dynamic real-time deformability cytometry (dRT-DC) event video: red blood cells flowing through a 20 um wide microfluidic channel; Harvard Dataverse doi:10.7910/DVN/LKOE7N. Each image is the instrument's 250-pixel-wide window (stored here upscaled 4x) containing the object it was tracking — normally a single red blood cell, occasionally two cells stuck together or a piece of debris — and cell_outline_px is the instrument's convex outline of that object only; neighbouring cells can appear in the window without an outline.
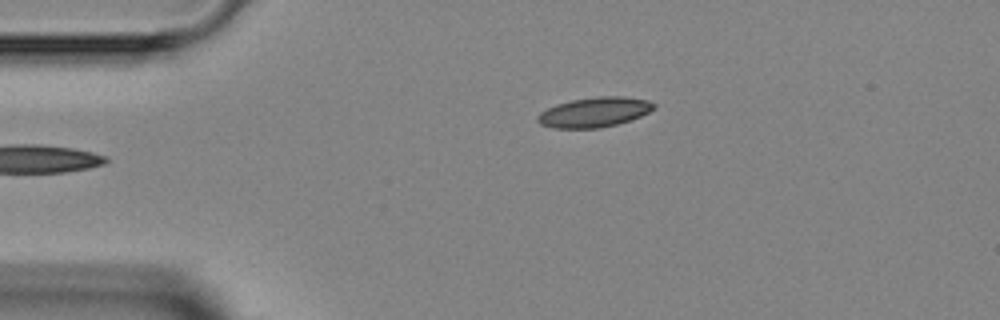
{"species": "Egyptian fruit bat (a non-hibernating species)", "species_latin": "Rousettus aegyptiacus", "temperature_condition": "room temperature", "stored_images_in_passage": 3, "camera_frame_rate_fps": 3000, "um_per_image_px": 0.085, "animal": {"sex": "female"}, "frame": {"image": 1, "passage_image": 3, "time_ms": 2.333, "image_size_px": [1000, 320], "cell_outline_px": [[656, 108], [640, 116], [616, 124], [600, 128], [552, 128], [540, 124], [536, 120], [536, 116], [540, 112], [556, 104], [572, 100], [600, 96], [624, 96], [648, 100], [656, 104]], "centroid_in_image_um": [50.5, 9.53], "position_along_channel_um": 34.5, "area_um2": 20.23}}